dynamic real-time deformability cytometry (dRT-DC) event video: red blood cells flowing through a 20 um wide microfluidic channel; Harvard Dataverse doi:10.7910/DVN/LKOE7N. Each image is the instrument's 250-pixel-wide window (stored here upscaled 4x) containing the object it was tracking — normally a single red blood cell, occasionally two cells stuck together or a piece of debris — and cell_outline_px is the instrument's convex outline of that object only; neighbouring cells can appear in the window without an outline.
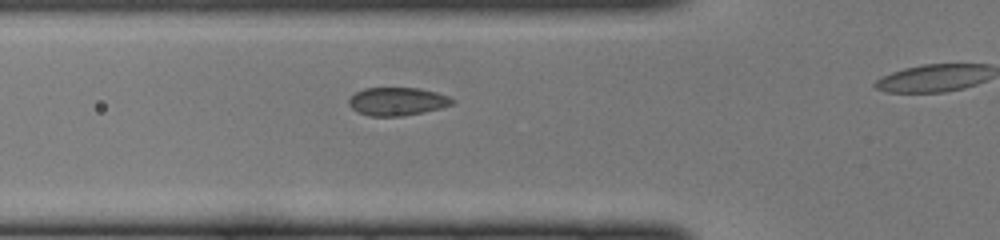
{"species": "common noctule bat (a hibernating species)", "species_latin": "Nyctalus noctula", "temperature_condition": "cold", "stored_images_in_passage": 15, "camera_frame_rate_fps": 3000, "um_per_image_px": 0.085, "animal": {"sex": "female", "body_mass_g": 22.0, "forearm_length_mm": 56.7}, "frame": {"image": 1, "passage_image": 11, "time_ms": 3.333, "image_size_px": [1000, 240], "cell_outline_px": [[452, 104], [440, 108], [424, 112], [400, 116], [368, 116], [356, 112], [348, 104], [348, 100], [356, 92], [364, 88], [420, 88], [436, 92], [448, 96], [452, 100]], "centroid_in_image_um": [33.72, 8.62], "position_along_channel_um": 92.1, "area_um2": 16.88}}